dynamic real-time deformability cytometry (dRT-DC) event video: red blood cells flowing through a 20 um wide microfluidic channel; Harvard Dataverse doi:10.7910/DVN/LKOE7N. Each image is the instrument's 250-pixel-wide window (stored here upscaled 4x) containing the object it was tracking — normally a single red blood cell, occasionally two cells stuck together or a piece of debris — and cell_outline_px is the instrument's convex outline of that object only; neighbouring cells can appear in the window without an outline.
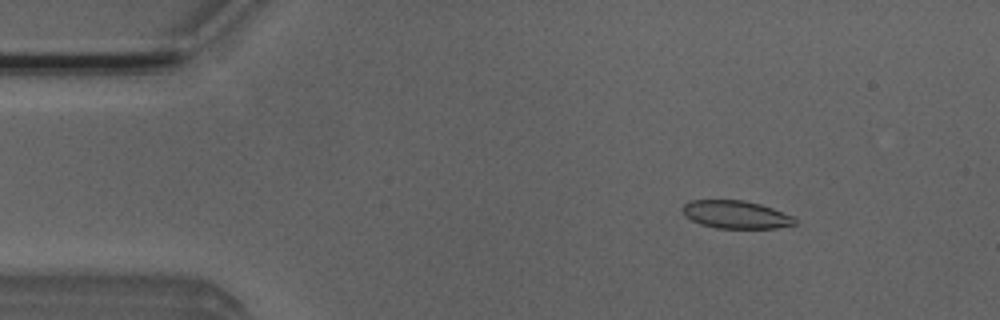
{"species": "Egyptian fruit bat (a non-hibernating species)", "species_latin": "Rousettus aegyptiacus", "temperature_condition": "room temperature", "stored_images_in_passage": 4, "camera_frame_rate_fps": 3000, "um_per_image_px": 0.085, "animal": {"sex": "male"}, "frame": {"image": 1, "passage_image": 2, "time_ms": 1.333, "image_size_px": [1000, 320], "cell_outline_px": [[796, 224], [776, 228], [716, 228], [700, 224], [684, 216], [680, 208], [684, 204], [692, 200], [744, 200], [760, 204], [796, 216]], "centroid_in_image_um": [62.55, 18.24], "position_along_channel_um": 22.5, "area_um2": 18.44}}